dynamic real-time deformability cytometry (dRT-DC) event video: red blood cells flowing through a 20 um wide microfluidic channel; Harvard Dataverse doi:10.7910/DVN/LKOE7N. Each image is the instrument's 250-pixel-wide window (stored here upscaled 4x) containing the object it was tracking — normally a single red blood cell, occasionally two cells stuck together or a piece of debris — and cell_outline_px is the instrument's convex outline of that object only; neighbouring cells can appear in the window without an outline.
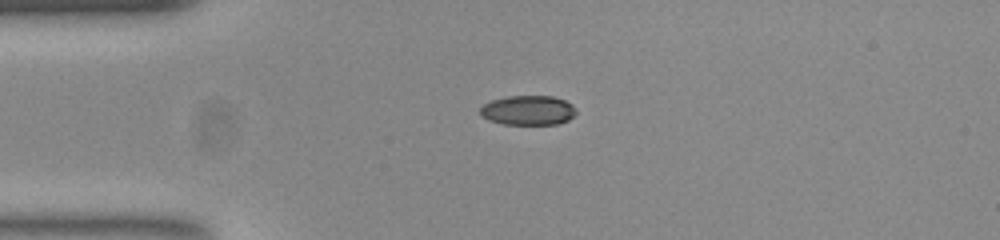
{"species": "common noctule bat (a hibernating species)", "species_latin": "Nyctalus noctula", "temperature_condition": "room temperature", "stored_images_in_passage": 9, "camera_frame_rate_fps": 3000, "um_per_image_px": 0.085, "animal": {"sex": "female", "body_mass_g": 23.0, "forearm_length_mm": 53.4}, "frame": {"image": 1, "passage_image": 1, "time_ms": 0.0, "image_size_px": [1000, 240], "cell_outline_px": [[576, 112], [568, 120], [556, 124], [504, 124], [488, 120], [480, 116], [480, 108], [484, 104], [492, 100], [508, 96], [552, 96], [564, 100], [572, 104], [576, 108]], "centroid_in_image_um": [44.87, 9.37], "position_along_channel_um": 40.1, "area_um2": 16.53}}
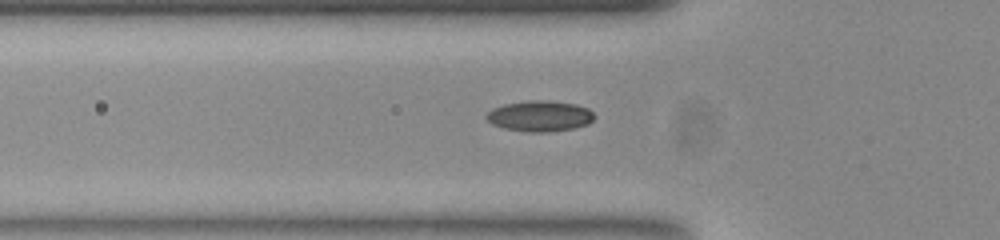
{"frame": {"image": 2, "passage_image": 6, "time_ms": 1.667, "image_size_px": [1000, 240], "cell_outline_px": [[592, 120], [588, 124], [572, 128], [548, 132], [528, 132], [504, 128], [492, 124], [484, 116], [492, 108], [504, 104], [528, 100], [544, 100], [576, 104], [588, 108], [592, 112]], "centroid_in_image_um": [45.84, 9.86], "position_along_channel_um": 80.0, "area_um2": 19.25}}
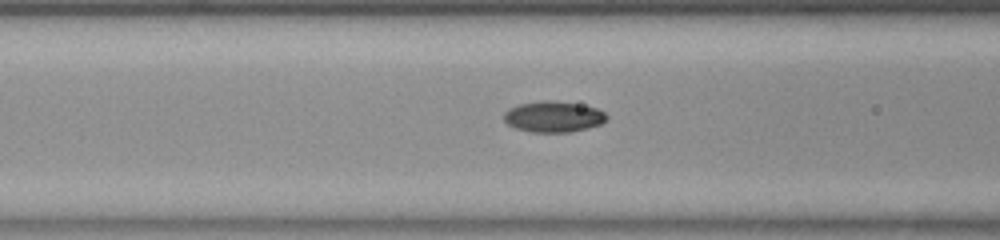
{"frame": {"image": 3, "passage_image": 9, "time_ms": 2.667, "image_size_px": [1000, 240], "cell_outline_px": [[608, 116], [600, 124], [588, 128], [572, 132], [532, 132], [516, 128], [508, 124], [504, 120], [504, 112], [508, 108], [520, 104], [540, 100], [548, 100], [576, 104], [596, 108], [604, 112]], "centroid_in_image_um": [47.01, 9.92], "position_along_channel_um": 119.6, "area_um2": 18.38}}